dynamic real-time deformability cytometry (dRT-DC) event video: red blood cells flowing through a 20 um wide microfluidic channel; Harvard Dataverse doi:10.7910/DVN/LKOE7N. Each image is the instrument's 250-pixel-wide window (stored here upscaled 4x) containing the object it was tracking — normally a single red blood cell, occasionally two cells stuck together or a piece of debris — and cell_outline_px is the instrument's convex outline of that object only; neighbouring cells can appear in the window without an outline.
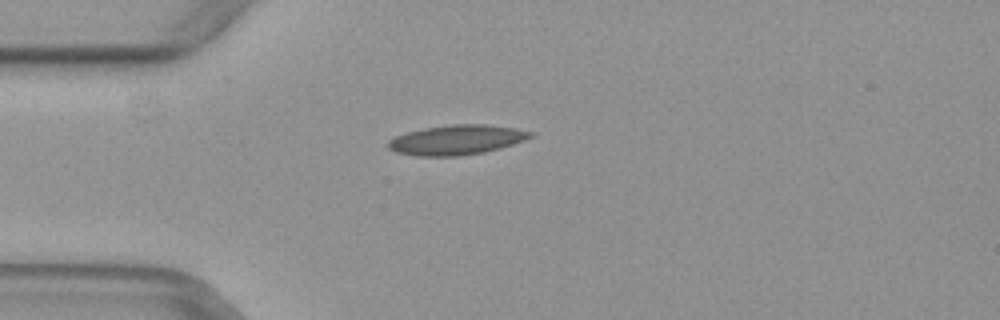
{"species": "common noctule bat (a hibernating species)", "species_latin": "Nyctalus noctula", "temperature_condition": "warm", "stored_images_in_passage": 38, "camera_frame_rate_fps": 3000, "um_per_image_px": 0.085, "animal": {"sex": "female", "body_mass_g": 29.2, "forearm_length_mm": 56.3}, "frame": {"image": 1, "passage_image": 1, "time_ms": 0.0, "image_size_px": [1000, 320], "cell_outline_px": [[536, 136], [500, 148], [484, 152], [456, 156], [416, 156], [396, 152], [388, 148], [388, 140], [396, 136], [408, 132], [424, 128], [452, 124], [488, 124], [512, 128], [532, 132]], "centroid_in_image_um": [38.81, 11.89], "position_along_channel_um": 46.2, "area_um2": 24.57}}
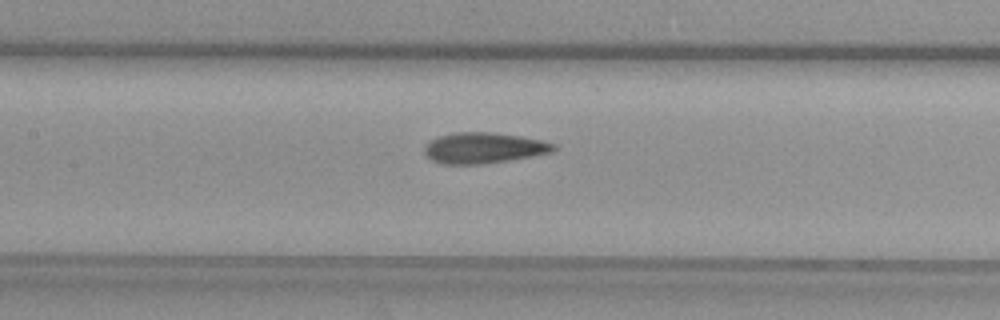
{"frame": {"image": 2, "passage_image": 11, "time_ms": 3.333, "image_size_px": [1000, 320], "cell_outline_px": [[556, 148], [552, 152], [532, 156], [508, 160], [480, 164], [444, 164], [432, 160], [424, 152], [424, 148], [436, 136], [456, 132], [492, 132], [520, 136], [540, 140], [556, 144]], "centroid_in_image_um": [41.12, 12.57], "position_along_channel_um": 166.3, "area_um2": 23.0}}
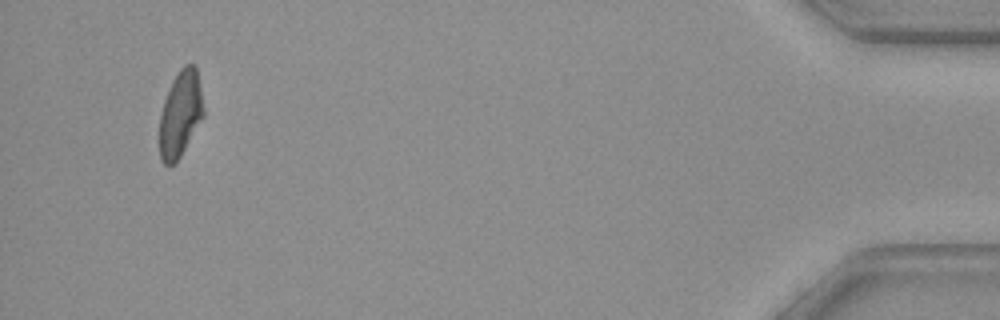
{"frame": {"image": 3, "passage_image": 36, "time_ms": 11.667, "image_size_px": [1000, 320], "cell_outline_px": [[204, 116], [180, 156], [172, 164], [164, 164], [160, 160], [160, 116], [164, 100], [172, 80], [180, 68], [184, 64], [196, 64], [204, 108]], "centroid_in_image_um": [15.34, 9.64], "position_along_channel_um": 419.9, "area_um2": 21.96}}